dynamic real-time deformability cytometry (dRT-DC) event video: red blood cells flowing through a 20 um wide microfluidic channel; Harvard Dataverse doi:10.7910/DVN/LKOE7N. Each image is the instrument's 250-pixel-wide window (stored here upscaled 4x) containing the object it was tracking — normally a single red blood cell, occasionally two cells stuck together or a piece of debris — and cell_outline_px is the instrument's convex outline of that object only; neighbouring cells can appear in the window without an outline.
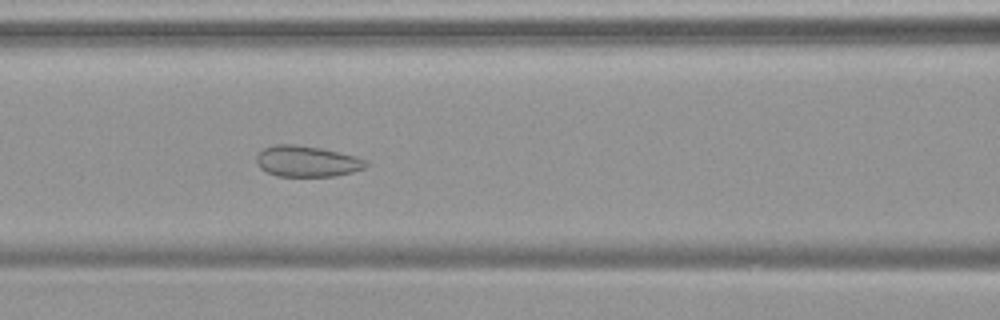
{"species": "common noctule bat (a hibernating species)", "species_latin": "Nyctalus noctula", "temperature_condition": "warm", "stored_images_in_passage": 54, "camera_frame_rate_fps": 3000, "um_per_image_px": 0.085, "animal": {"sex": "female", "body_mass_g": 19.9}, "frame": {"image": 1, "passage_image": 24, "time_ms": 7.667, "image_size_px": [1000, 320], "cell_outline_px": [[368, 164], [364, 168], [352, 172], [336, 176], [276, 176], [260, 168], [256, 164], [256, 156], [264, 148], [276, 144], [296, 144], [320, 148], [356, 156], [368, 160]], "centroid_in_image_um": [26.09, 13.71], "position_along_channel_um": 140.5, "area_um2": 19.83}}
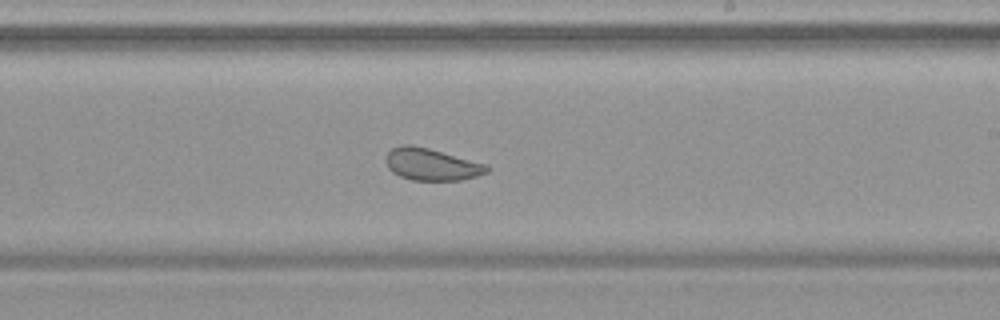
{"frame": {"image": 2, "passage_image": 33, "time_ms": 10.667, "image_size_px": [1000, 320], "cell_outline_px": [[492, 168], [488, 172], [476, 176], [460, 180], [412, 180], [400, 176], [392, 172], [388, 168], [384, 160], [388, 152], [392, 148], [400, 144], [412, 144], [428, 148], [488, 164]], "centroid_in_image_um": [36.68, 13.96], "position_along_channel_um": 252.3, "area_um2": 19.07}}
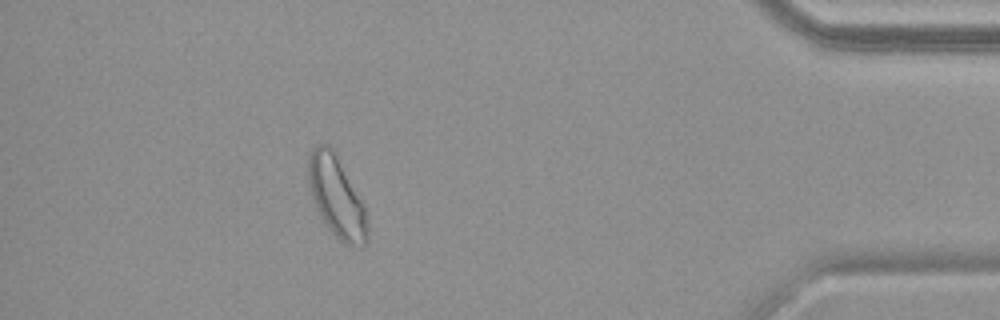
{"frame": {"image": 3, "passage_image": 49, "time_ms": 16.0, "image_size_px": [1000, 320], "cell_outline_px": [[368, 240], [360, 248], [344, 244], [328, 228], [316, 208], [312, 200], [308, 180], [308, 156], [312, 148], [320, 144], [328, 144], [332, 148], [364, 204], [368, 228]], "centroid_in_image_um": [28.61, 16.76], "position_along_channel_um": 406.6, "area_um2": 27.8}, "authors_computed_cell_mechanics": {"area_um2": 25.3453, "velocity_mm_per_s": 3.7419, "shape_relaxation_time_tau1_ms": null, "shape_relaxation_time_tau2_ms": 1.0161, "deformation_change_tau1": null, "deformation_change_tau2": 0.0752}}